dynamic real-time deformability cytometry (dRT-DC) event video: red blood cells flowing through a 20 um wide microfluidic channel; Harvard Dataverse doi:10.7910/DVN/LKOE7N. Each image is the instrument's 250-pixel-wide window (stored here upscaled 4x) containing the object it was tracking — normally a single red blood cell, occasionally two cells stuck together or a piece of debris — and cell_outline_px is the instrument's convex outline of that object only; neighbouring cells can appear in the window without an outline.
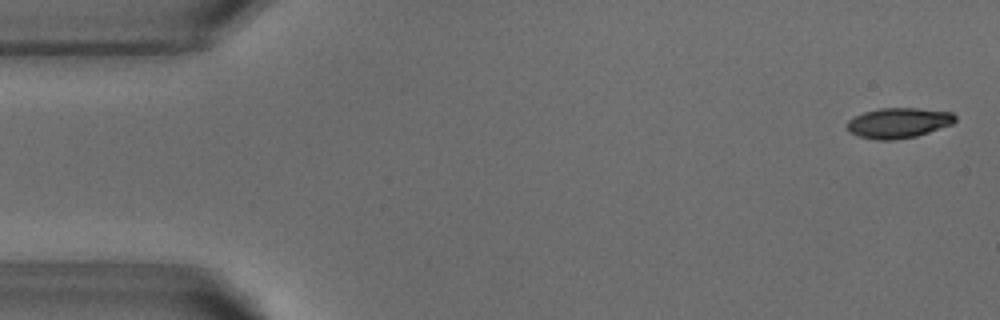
{"species": "common noctule bat (a hibernating species)", "species_latin": "Nyctalus noctula", "temperature_condition": "warm", "stored_images_in_passage": 52, "camera_frame_rate_fps": 3000, "um_per_image_px": 0.085, "animal": {"sex": "male", "body_mass_g": 18.8}, "frame": {"image": 1, "passage_image": 2, "time_ms": 0.333, "image_size_px": [1000, 320], "cell_outline_px": [[956, 120], [952, 124], [916, 136], [892, 140], [876, 140], [860, 136], [848, 132], [848, 120], [864, 112], [880, 108], [916, 108], [952, 112], [956, 116]], "centroid_in_image_um": [76.38, 10.44], "position_along_channel_um": 8.6, "area_um2": 18.9}}
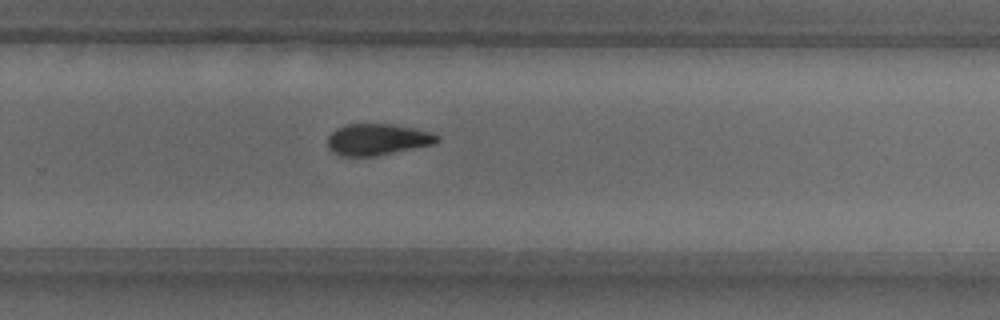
{"frame": {"image": 2, "passage_image": 34, "time_ms": 11.0, "image_size_px": [1000, 320], "cell_outline_px": [[440, 140], [436, 144], [376, 156], [340, 156], [332, 152], [328, 148], [328, 136], [336, 128], [344, 124], [392, 124], [416, 128], [440, 136]], "centroid_in_image_um": [32.08, 11.86], "position_along_channel_um": 297.7, "area_um2": 20.29}}
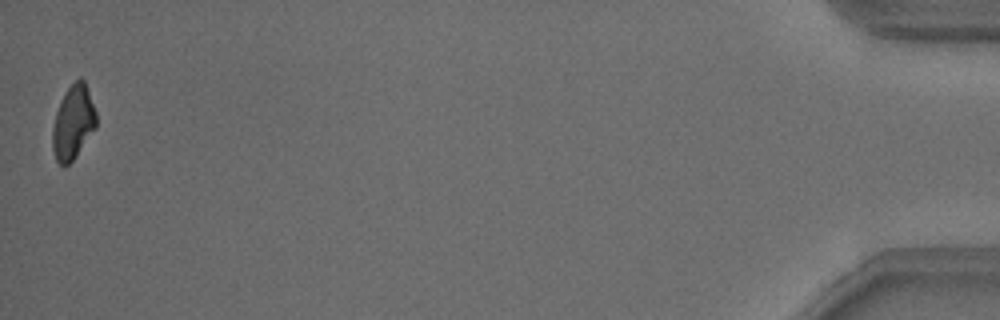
{"frame": {"image": 3, "passage_image": 52, "time_ms": 17.0, "image_size_px": [1000, 320], "cell_outline_px": [[96, 128], [72, 160], [64, 168], [56, 160], [52, 148], [52, 128], [56, 112], [60, 100], [68, 88], [76, 80], [84, 80], [96, 112]], "centroid_in_image_um": [6.2, 10.43], "position_along_channel_um": 429.0, "area_um2": 18.61}, "authors_computed_cell_mechanics": {"area_um2": 20.0855, "velocity_mm_per_s": 3.8323, "shape_relaxation_time_tau1_ms": 4.097, "shape_relaxation_time_tau2_ms": 10.486, "deformation_change_tau1": 0.156, "deformation_change_tau2": 0.1977}}